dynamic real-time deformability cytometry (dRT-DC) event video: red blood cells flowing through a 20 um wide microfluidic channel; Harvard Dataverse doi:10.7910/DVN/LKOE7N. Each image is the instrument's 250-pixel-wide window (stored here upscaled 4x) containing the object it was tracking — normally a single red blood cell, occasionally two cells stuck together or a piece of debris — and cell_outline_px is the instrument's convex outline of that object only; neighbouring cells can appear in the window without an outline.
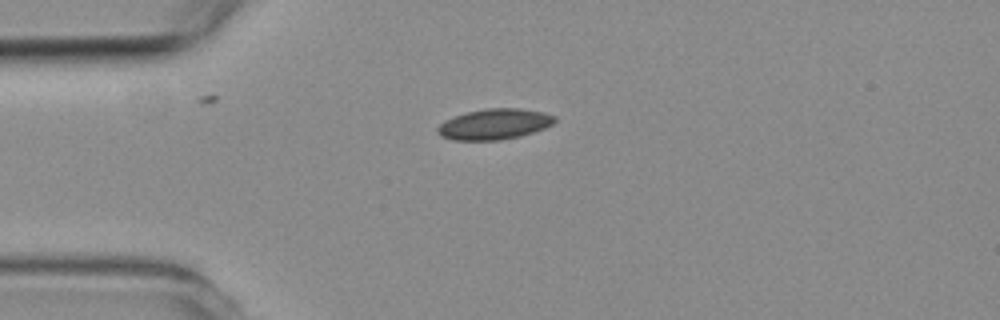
{"species": "common noctule bat (a hibernating species)", "species_latin": "Nyctalus noctula", "temperature_condition": "room temperature", "stored_images_in_passage": 5, "camera_frame_rate_fps": 3000, "um_per_image_px": 0.085, "animal": {"sex": "female", "body_mass_g": 19.3, "forearm_length_mm": 54.1}, "frame": {"image": 1, "passage_image": 5, "time_ms": 4.667, "image_size_px": [1000, 320], "cell_outline_px": [[556, 120], [552, 124], [544, 128], [520, 136], [500, 140], [452, 140], [440, 136], [436, 132], [436, 128], [444, 120], [468, 112], [488, 108], [520, 108], [544, 112], [556, 116]], "centroid_in_image_um": [42.01, 10.55], "position_along_channel_um": 43.0, "area_um2": 20.92}}